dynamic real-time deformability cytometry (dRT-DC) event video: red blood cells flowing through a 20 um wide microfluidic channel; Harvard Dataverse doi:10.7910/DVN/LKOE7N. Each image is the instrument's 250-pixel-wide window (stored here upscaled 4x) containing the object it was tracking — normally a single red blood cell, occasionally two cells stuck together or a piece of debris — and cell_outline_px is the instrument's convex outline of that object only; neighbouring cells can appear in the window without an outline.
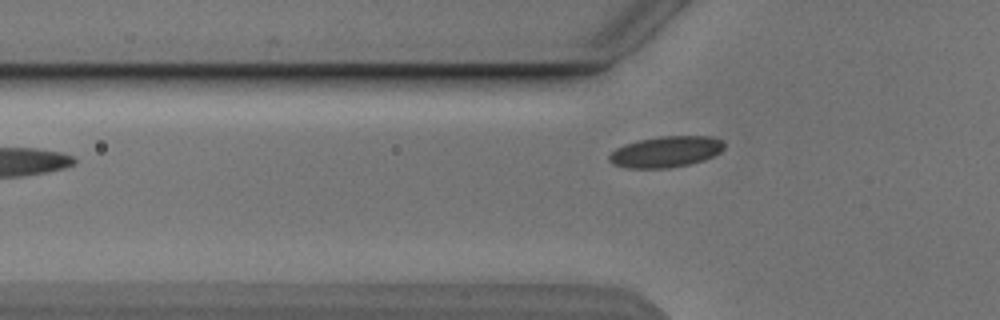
{"species": "Egyptian fruit bat (a non-hibernating species)", "species_latin": "Rousettus aegyptiacus", "temperature_condition": "cold", "stored_images_in_passage": 4, "camera_frame_rate_fps": 3000, "um_per_image_px": 0.085, "animal": {"sex": "male"}, "frame": {"image": 1, "passage_image": 4, "time_ms": 3.667, "image_size_px": [1000, 320], "cell_outline_px": [[724, 148], [720, 152], [704, 160], [688, 164], [668, 168], [628, 168], [612, 164], [608, 160], [608, 156], [616, 148], [624, 144], [636, 140], [660, 136], [712, 136], [720, 140], [724, 144]], "centroid_in_image_um": [56.56, 12.89], "position_along_channel_um": 69.2, "area_um2": 20.87}}